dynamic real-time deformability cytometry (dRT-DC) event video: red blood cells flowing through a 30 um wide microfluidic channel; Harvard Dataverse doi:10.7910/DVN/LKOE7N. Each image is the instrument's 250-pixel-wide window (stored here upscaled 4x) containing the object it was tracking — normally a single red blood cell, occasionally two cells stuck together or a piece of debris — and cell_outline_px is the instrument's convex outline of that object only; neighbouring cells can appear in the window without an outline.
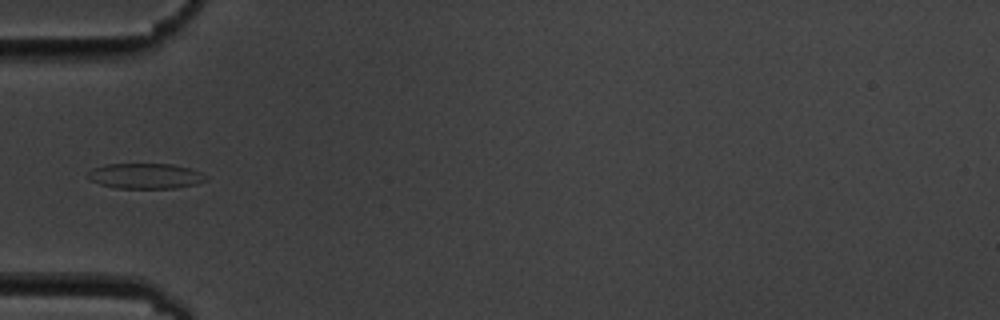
{"species": "common noctule bat (a hibernating species)", "species_latin": "Nyctalus noctula", "temperature_condition": "cold", "stored_images_in_passage": 2, "camera_frame_rate_fps": 3000, "um_per_image_px": 0.085, "animal": {"sex": "male", "body_mass_g": 19.5, "forearm_length_mm": 54.6}, "frame": {"image": 1, "passage_image": 2, "time_ms": 1.0, "image_size_px": [1000, 320], "cell_outline_px": [[208, 180], [196, 184], [176, 188], [116, 188], [100, 184], [88, 180], [88, 172], [92, 168], [104, 164], [172, 164], [188, 168], [200, 172], [208, 176]], "centroid_in_image_um": [12.35, 14.96], "position_along_channel_um": 72.7, "area_um2": 17.57}}